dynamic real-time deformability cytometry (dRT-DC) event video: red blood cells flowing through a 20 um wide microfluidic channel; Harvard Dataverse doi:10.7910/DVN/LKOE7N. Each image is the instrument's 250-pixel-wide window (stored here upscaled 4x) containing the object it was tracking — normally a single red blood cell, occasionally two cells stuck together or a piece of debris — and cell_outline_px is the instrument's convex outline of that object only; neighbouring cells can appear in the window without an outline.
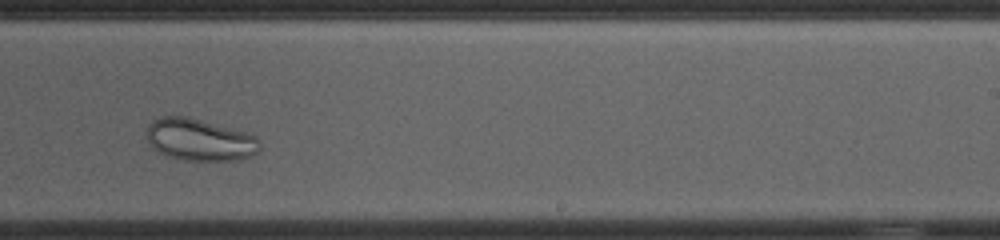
{"species": "common noctule bat (a hibernating species)", "species_latin": "Nyctalus noctula", "temperature_condition": "cold", "stored_images_in_passage": 36, "camera_frame_rate_fps": 3000, "um_per_image_px": 0.085, "animal": {"sex": "female", "body_mass_g": 23.0, "forearm_length_mm": 53.4}, "frame": {"image": 1, "passage_image": 24, "time_ms": 7.667, "image_size_px": [1000, 240], "cell_outline_px": [[260, 148], [252, 156], [240, 160], [184, 160], [168, 156], [152, 148], [148, 140], [148, 124], [152, 120], [160, 116], [188, 116], [248, 132], [256, 136], [260, 140]], "centroid_in_image_um": [17.0, 11.87], "position_along_channel_um": 272.0, "area_um2": 27.92}}
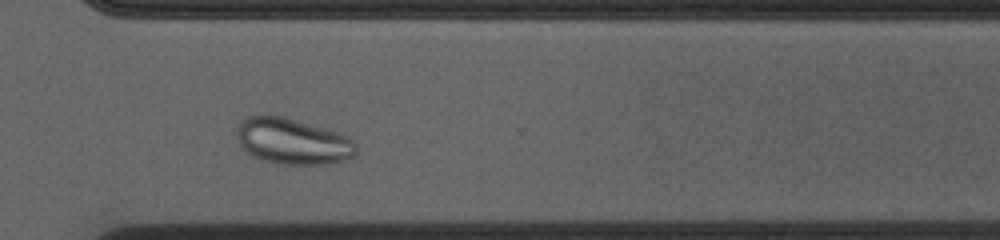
{"frame": {"image": 2, "passage_image": 30, "time_ms": 9.667, "image_size_px": [1000, 240], "cell_outline_px": [[356, 152], [352, 156], [344, 160], [324, 164], [284, 164], [264, 160], [252, 156], [240, 144], [236, 136], [236, 128], [248, 116], [284, 116], [348, 136], [356, 144]], "centroid_in_image_um": [24.87, 12.01], "position_along_channel_um": 345.7, "area_um2": 31.44}}
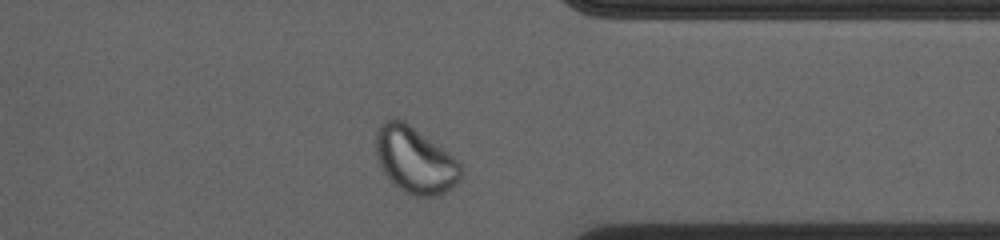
{"frame": {"image": 3, "passage_image": 33, "time_ms": 10.667, "image_size_px": [1000, 240], "cell_outline_px": [[464, 176], [452, 188], [436, 196], [416, 196], [404, 192], [380, 168], [376, 156], [376, 132], [380, 124], [384, 120], [392, 116], [396, 116], [404, 120], [448, 152], [460, 164], [464, 172]], "centroid_in_image_um": [35.27, 13.58], "position_along_channel_um": 376.1, "area_um2": 33.0}}